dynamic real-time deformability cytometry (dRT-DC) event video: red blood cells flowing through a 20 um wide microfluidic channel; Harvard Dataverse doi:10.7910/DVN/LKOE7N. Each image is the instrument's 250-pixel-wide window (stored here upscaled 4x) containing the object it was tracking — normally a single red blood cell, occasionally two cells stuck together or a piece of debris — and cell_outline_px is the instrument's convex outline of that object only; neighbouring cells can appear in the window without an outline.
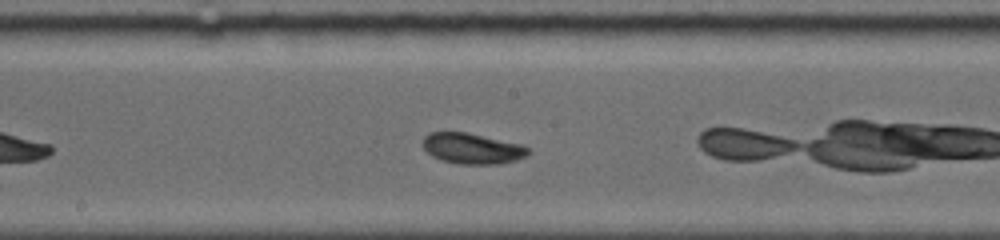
{"species": "common noctule bat (a hibernating species)", "species_latin": "Nyctalus noctula", "temperature_condition": "warm", "stored_images_in_passage": 30, "camera_frame_rate_fps": 5000, "um_per_image_px": 0.085, "animal": {"sex": "female", "body_mass_g": 19.0, "forearm_length_mm": 53.3}, "frame": {"image": 1, "passage_image": 13, "time_ms": 3.8, "image_size_px": [1000, 240], "cell_outline_px": [[528, 152], [524, 156], [516, 160], [496, 164], [460, 164], [440, 160], [432, 156], [424, 148], [424, 136], [432, 132], [464, 132], [520, 144], [528, 148]], "centroid_in_image_um": [40.1, 12.63], "position_along_channel_um": 208.1, "area_um2": 18.44}}